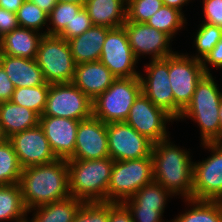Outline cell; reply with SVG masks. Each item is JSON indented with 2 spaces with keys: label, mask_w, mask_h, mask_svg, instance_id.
Returning <instances> with one entry per match:
<instances>
[{
  "label": "cell",
  "mask_w": 222,
  "mask_h": 222,
  "mask_svg": "<svg viewBox=\"0 0 222 222\" xmlns=\"http://www.w3.org/2000/svg\"><path fill=\"white\" fill-rule=\"evenodd\" d=\"M218 201H219V203H220V205L222 207V197Z\"/></svg>",
  "instance_id": "obj_50"
},
{
  "label": "cell",
  "mask_w": 222,
  "mask_h": 222,
  "mask_svg": "<svg viewBox=\"0 0 222 222\" xmlns=\"http://www.w3.org/2000/svg\"><path fill=\"white\" fill-rule=\"evenodd\" d=\"M211 156L193 162L192 199L219 200L222 197V142L202 143Z\"/></svg>",
  "instance_id": "obj_10"
},
{
  "label": "cell",
  "mask_w": 222,
  "mask_h": 222,
  "mask_svg": "<svg viewBox=\"0 0 222 222\" xmlns=\"http://www.w3.org/2000/svg\"><path fill=\"white\" fill-rule=\"evenodd\" d=\"M23 168L11 141L0 143V185L18 184Z\"/></svg>",
  "instance_id": "obj_30"
},
{
  "label": "cell",
  "mask_w": 222,
  "mask_h": 222,
  "mask_svg": "<svg viewBox=\"0 0 222 222\" xmlns=\"http://www.w3.org/2000/svg\"><path fill=\"white\" fill-rule=\"evenodd\" d=\"M92 115V100L72 82L50 84L46 106L41 116L81 121Z\"/></svg>",
  "instance_id": "obj_9"
},
{
  "label": "cell",
  "mask_w": 222,
  "mask_h": 222,
  "mask_svg": "<svg viewBox=\"0 0 222 222\" xmlns=\"http://www.w3.org/2000/svg\"><path fill=\"white\" fill-rule=\"evenodd\" d=\"M14 90V84L0 65V102L11 101Z\"/></svg>",
  "instance_id": "obj_43"
},
{
  "label": "cell",
  "mask_w": 222,
  "mask_h": 222,
  "mask_svg": "<svg viewBox=\"0 0 222 222\" xmlns=\"http://www.w3.org/2000/svg\"><path fill=\"white\" fill-rule=\"evenodd\" d=\"M26 0H0V8L16 13Z\"/></svg>",
  "instance_id": "obj_44"
},
{
  "label": "cell",
  "mask_w": 222,
  "mask_h": 222,
  "mask_svg": "<svg viewBox=\"0 0 222 222\" xmlns=\"http://www.w3.org/2000/svg\"><path fill=\"white\" fill-rule=\"evenodd\" d=\"M1 36H0V55H1Z\"/></svg>",
  "instance_id": "obj_51"
},
{
  "label": "cell",
  "mask_w": 222,
  "mask_h": 222,
  "mask_svg": "<svg viewBox=\"0 0 222 222\" xmlns=\"http://www.w3.org/2000/svg\"><path fill=\"white\" fill-rule=\"evenodd\" d=\"M123 27L137 60L140 59L141 55H151V60H155L175 53L170 47L172 39L164 32L152 28L146 23L138 22H125Z\"/></svg>",
  "instance_id": "obj_15"
},
{
  "label": "cell",
  "mask_w": 222,
  "mask_h": 222,
  "mask_svg": "<svg viewBox=\"0 0 222 222\" xmlns=\"http://www.w3.org/2000/svg\"><path fill=\"white\" fill-rule=\"evenodd\" d=\"M49 14L58 3L57 0H29Z\"/></svg>",
  "instance_id": "obj_45"
},
{
  "label": "cell",
  "mask_w": 222,
  "mask_h": 222,
  "mask_svg": "<svg viewBox=\"0 0 222 222\" xmlns=\"http://www.w3.org/2000/svg\"><path fill=\"white\" fill-rule=\"evenodd\" d=\"M92 25L91 18L83 7L76 15H74L70 25H66V27L57 36L68 41L69 39L80 36Z\"/></svg>",
  "instance_id": "obj_37"
},
{
  "label": "cell",
  "mask_w": 222,
  "mask_h": 222,
  "mask_svg": "<svg viewBox=\"0 0 222 222\" xmlns=\"http://www.w3.org/2000/svg\"><path fill=\"white\" fill-rule=\"evenodd\" d=\"M6 140H8V137H7V135L5 134L4 129H3V126H2V124H1V122H0V143H1V142H4V141H6Z\"/></svg>",
  "instance_id": "obj_49"
},
{
  "label": "cell",
  "mask_w": 222,
  "mask_h": 222,
  "mask_svg": "<svg viewBox=\"0 0 222 222\" xmlns=\"http://www.w3.org/2000/svg\"><path fill=\"white\" fill-rule=\"evenodd\" d=\"M195 35L193 43L198 53L196 52L197 55H190V57L202 61L221 39L222 27L202 22Z\"/></svg>",
  "instance_id": "obj_33"
},
{
  "label": "cell",
  "mask_w": 222,
  "mask_h": 222,
  "mask_svg": "<svg viewBox=\"0 0 222 222\" xmlns=\"http://www.w3.org/2000/svg\"><path fill=\"white\" fill-rule=\"evenodd\" d=\"M19 185L28 213L70 196L67 160L23 168Z\"/></svg>",
  "instance_id": "obj_1"
},
{
  "label": "cell",
  "mask_w": 222,
  "mask_h": 222,
  "mask_svg": "<svg viewBox=\"0 0 222 222\" xmlns=\"http://www.w3.org/2000/svg\"><path fill=\"white\" fill-rule=\"evenodd\" d=\"M73 222H109V202H83Z\"/></svg>",
  "instance_id": "obj_36"
},
{
  "label": "cell",
  "mask_w": 222,
  "mask_h": 222,
  "mask_svg": "<svg viewBox=\"0 0 222 222\" xmlns=\"http://www.w3.org/2000/svg\"><path fill=\"white\" fill-rule=\"evenodd\" d=\"M82 5L74 3H57L48 15L50 27L45 29L44 35H58L81 9Z\"/></svg>",
  "instance_id": "obj_32"
},
{
  "label": "cell",
  "mask_w": 222,
  "mask_h": 222,
  "mask_svg": "<svg viewBox=\"0 0 222 222\" xmlns=\"http://www.w3.org/2000/svg\"><path fill=\"white\" fill-rule=\"evenodd\" d=\"M153 181L152 157L114 161L107 188V202L123 203Z\"/></svg>",
  "instance_id": "obj_6"
},
{
  "label": "cell",
  "mask_w": 222,
  "mask_h": 222,
  "mask_svg": "<svg viewBox=\"0 0 222 222\" xmlns=\"http://www.w3.org/2000/svg\"><path fill=\"white\" fill-rule=\"evenodd\" d=\"M191 0H162L163 5H167L169 7H173L182 12V7L185 4H188Z\"/></svg>",
  "instance_id": "obj_46"
},
{
  "label": "cell",
  "mask_w": 222,
  "mask_h": 222,
  "mask_svg": "<svg viewBox=\"0 0 222 222\" xmlns=\"http://www.w3.org/2000/svg\"><path fill=\"white\" fill-rule=\"evenodd\" d=\"M172 120L174 121L169 114L141 93L131 106L125 123L155 143L169 138L166 124Z\"/></svg>",
  "instance_id": "obj_12"
},
{
  "label": "cell",
  "mask_w": 222,
  "mask_h": 222,
  "mask_svg": "<svg viewBox=\"0 0 222 222\" xmlns=\"http://www.w3.org/2000/svg\"><path fill=\"white\" fill-rule=\"evenodd\" d=\"M18 27L19 24L16 13L0 8V36L3 37L6 33Z\"/></svg>",
  "instance_id": "obj_42"
},
{
  "label": "cell",
  "mask_w": 222,
  "mask_h": 222,
  "mask_svg": "<svg viewBox=\"0 0 222 222\" xmlns=\"http://www.w3.org/2000/svg\"><path fill=\"white\" fill-rule=\"evenodd\" d=\"M219 119H220V142H222V100L219 105Z\"/></svg>",
  "instance_id": "obj_48"
},
{
  "label": "cell",
  "mask_w": 222,
  "mask_h": 222,
  "mask_svg": "<svg viewBox=\"0 0 222 222\" xmlns=\"http://www.w3.org/2000/svg\"><path fill=\"white\" fill-rule=\"evenodd\" d=\"M151 157L154 181L173 196L192 199L193 161L190 151L181 149L168 138L153 143Z\"/></svg>",
  "instance_id": "obj_2"
},
{
  "label": "cell",
  "mask_w": 222,
  "mask_h": 222,
  "mask_svg": "<svg viewBox=\"0 0 222 222\" xmlns=\"http://www.w3.org/2000/svg\"><path fill=\"white\" fill-rule=\"evenodd\" d=\"M212 65L215 68L222 69V37L219 42L214 46L212 51L208 53L204 59L202 60L203 71L206 74H211L209 69V65Z\"/></svg>",
  "instance_id": "obj_40"
},
{
  "label": "cell",
  "mask_w": 222,
  "mask_h": 222,
  "mask_svg": "<svg viewBox=\"0 0 222 222\" xmlns=\"http://www.w3.org/2000/svg\"><path fill=\"white\" fill-rule=\"evenodd\" d=\"M36 62L48 84L73 81L76 63L69 43L57 35H43L39 42Z\"/></svg>",
  "instance_id": "obj_7"
},
{
  "label": "cell",
  "mask_w": 222,
  "mask_h": 222,
  "mask_svg": "<svg viewBox=\"0 0 222 222\" xmlns=\"http://www.w3.org/2000/svg\"><path fill=\"white\" fill-rule=\"evenodd\" d=\"M42 31L18 27L1 38V54L36 59Z\"/></svg>",
  "instance_id": "obj_22"
},
{
  "label": "cell",
  "mask_w": 222,
  "mask_h": 222,
  "mask_svg": "<svg viewBox=\"0 0 222 222\" xmlns=\"http://www.w3.org/2000/svg\"><path fill=\"white\" fill-rule=\"evenodd\" d=\"M21 222H30V221H29L28 218H27V219H25L24 221H21Z\"/></svg>",
  "instance_id": "obj_52"
},
{
  "label": "cell",
  "mask_w": 222,
  "mask_h": 222,
  "mask_svg": "<svg viewBox=\"0 0 222 222\" xmlns=\"http://www.w3.org/2000/svg\"><path fill=\"white\" fill-rule=\"evenodd\" d=\"M84 8L93 25L114 29L126 22L127 0H87Z\"/></svg>",
  "instance_id": "obj_23"
},
{
  "label": "cell",
  "mask_w": 222,
  "mask_h": 222,
  "mask_svg": "<svg viewBox=\"0 0 222 222\" xmlns=\"http://www.w3.org/2000/svg\"><path fill=\"white\" fill-rule=\"evenodd\" d=\"M206 73L202 61L175 52L169 56V79L174 97V120H179L192 100L196 86Z\"/></svg>",
  "instance_id": "obj_8"
},
{
  "label": "cell",
  "mask_w": 222,
  "mask_h": 222,
  "mask_svg": "<svg viewBox=\"0 0 222 222\" xmlns=\"http://www.w3.org/2000/svg\"><path fill=\"white\" fill-rule=\"evenodd\" d=\"M109 222H133V219L123 203L109 202Z\"/></svg>",
  "instance_id": "obj_41"
},
{
  "label": "cell",
  "mask_w": 222,
  "mask_h": 222,
  "mask_svg": "<svg viewBox=\"0 0 222 222\" xmlns=\"http://www.w3.org/2000/svg\"><path fill=\"white\" fill-rule=\"evenodd\" d=\"M109 156L107 124L93 115L79 122L75 151L70 159L93 160Z\"/></svg>",
  "instance_id": "obj_16"
},
{
  "label": "cell",
  "mask_w": 222,
  "mask_h": 222,
  "mask_svg": "<svg viewBox=\"0 0 222 222\" xmlns=\"http://www.w3.org/2000/svg\"><path fill=\"white\" fill-rule=\"evenodd\" d=\"M186 201L192 208L170 222H222V207L218 200L185 199Z\"/></svg>",
  "instance_id": "obj_28"
},
{
  "label": "cell",
  "mask_w": 222,
  "mask_h": 222,
  "mask_svg": "<svg viewBox=\"0 0 222 222\" xmlns=\"http://www.w3.org/2000/svg\"><path fill=\"white\" fill-rule=\"evenodd\" d=\"M114 161L110 157L93 160L68 159L70 196L83 202H107V188Z\"/></svg>",
  "instance_id": "obj_3"
},
{
  "label": "cell",
  "mask_w": 222,
  "mask_h": 222,
  "mask_svg": "<svg viewBox=\"0 0 222 222\" xmlns=\"http://www.w3.org/2000/svg\"><path fill=\"white\" fill-rule=\"evenodd\" d=\"M110 30L108 27L92 25L80 36L68 40L76 65L100 60L103 43Z\"/></svg>",
  "instance_id": "obj_21"
},
{
  "label": "cell",
  "mask_w": 222,
  "mask_h": 222,
  "mask_svg": "<svg viewBox=\"0 0 222 222\" xmlns=\"http://www.w3.org/2000/svg\"><path fill=\"white\" fill-rule=\"evenodd\" d=\"M83 201L72 196L32 209L30 222H73Z\"/></svg>",
  "instance_id": "obj_25"
},
{
  "label": "cell",
  "mask_w": 222,
  "mask_h": 222,
  "mask_svg": "<svg viewBox=\"0 0 222 222\" xmlns=\"http://www.w3.org/2000/svg\"><path fill=\"white\" fill-rule=\"evenodd\" d=\"M0 122L9 139L14 134L39 125L40 116L24 106L4 101L0 102Z\"/></svg>",
  "instance_id": "obj_24"
},
{
  "label": "cell",
  "mask_w": 222,
  "mask_h": 222,
  "mask_svg": "<svg viewBox=\"0 0 222 222\" xmlns=\"http://www.w3.org/2000/svg\"><path fill=\"white\" fill-rule=\"evenodd\" d=\"M58 3H74L79 4L84 7V4L87 2V0H57Z\"/></svg>",
  "instance_id": "obj_47"
},
{
  "label": "cell",
  "mask_w": 222,
  "mask_h": 222,
  "mask_svg": "<svg viewBox=\"0 0 222 222\" xmlns=\"http://www.w3.org/2000/svg\"><path fill=\"white\" fill-rule=\"evenodd\" d=\"M139 75L142 93L158 108L174 119V97L169 79V56L151 60Z\"/></svg>",
  "instance_id": "obj_14"
},
{
  "label": "cell",
  "mask_w": 222,
  "mask_h": 222,
  "mask_svg": "<svg viewBox=\"0 0 222 222\" xmlns=\"http://www.w3.org/2000/svg\"><path fill=\"white\" fill-rule=\"evenodd\" d=\"M212 74H205L196 86L192 100L182 112L179 120L195 121L201 132V144L220 142L219 105L222 92Z\"/></svg>",
  "instance_id": "obj_4"
},
{
  "label": "cell",
  "mask_w": 222,
  "mask_h": 222,
  "mask_svg": "<svg viewBox=\"0 0 222 222\" xmlns=\"http://www.w3.org/2000/svg\"><path fill=\"white\" fill-rule=\"evenodd\" d=\"M116 77L100 61L77 64L72 83L92 101L105 92Z\"/></svg>",
  "instance_id": "obj_19"
},
{
  "label": "cell",
  "mask_w": 222,
  "mask_h": 222,
  "mask_svg": "<svg viewBox=\"0 0 222 222\" xmlns=\"http://www.w3.org/2000/svg\"><path fill=\"white\" fill-rule=\"evenodd\" d=\"M50 85L15 88L11 101L41 116L44 112Z\"/></svg>",
  "instance_id": "obj_31"
},
{
  "label": "cell",
  "mask_w": 222,
  "mask_h": 222,
  "mask_svg": "<svg viewBox=\"0 0 222 222\" xmlns=\"http://www.w3.org/2000/svg\"><path fill=\"white\" fill-rule=\"evenodd\" d=\"M27 214L19 183L0 185V221L21 222Z\"/></svg>",
  "instance_id": "obj_26"
},
{
  "label": "cell",
  "mask_w": 222,
  "mask_h": 222,
  "mask_svg": "<svg viewBox=\"0 0 222 222\" xmlns=\"http://www.w3.org/2000/svg\"><path fill=\"white\" fill-rule=\"evenodd\" d=\"M184 16V13L178 9L163 5L159 11L146 21V24L164 32L172 39L175 34L177 35L178 30L184 28V24L187 23Z\"/></svg>",
  "instance_id": "obj_29"
},
{
  "label": "cell",
  "mask_w": 222,
  "mask_h": 222,
  "mask_svg": "<svg viewBox=\"0 0 222 222\" xmlns=\"http://www.w3.org/2000/svg\"><path fill=\"white\" fill-rule=\"evenodd\" d=\"M19 27L40 31L45 25L48 28V15L33 2L26 0L16 12Z\"/></svg>",
  "instance_id": "obj_34"
},
{
  "label": "cell",
  "mask_w": 222,
  "mask_h": 222,
  "mask_svg": "<svg viewBox=\"0 0 222 222\" xmlns=\"http://www.w3.org/2000/svg\"><path fill=\"white\" fill-rule=\"evenodd\" d=\"M107 136L113 161L151 157L153 142L125 122L107 123Z\"/></svg>",
  "instance_id": "obj_11"
},
{
  "label": "cell",
  "mask_w": 222,
  "mask_h": 222,
  "mask_svg": "<svg viewBox=\"0 0 222 222\" xmlns=\"http://www.w3.org/2000/svg\"><path fill=\"white\" fill-rule=\"evenodd\" d=\"M162 6V0H127L126 22L146 23Z\"/></svg>",
  "instance_id": "obj_35"
},
{
  "label": "cell",
  "mask_w": 222,
  "mask_h": 222,
  "mask_svg": "<svg viewBox=\"0 0 222 222\" xmlns=\"http://www.w3.org/2000/svg\"><path fill=\"white\" fill-rule=\"evenodd\" d=\"M142 93L140 77L116 78L93 101V116L104 123L125 122L131 106Z\"/></svg>",
  "instance_id": "obj_5"
},
{
  "label": "cell",
  "mask_w": 222,
  "mask_h": 222,
  "mask_svg": "<svg viewBox=\"0 0 222 222\" xmlns=\"http://www.w3.org/2000/svg\"><path fill=\"white\" fill-rule=\"evenodd\" d=\"M202 22L222 27V0H203Z\"/></svg>",
  "instance_id": "obj_38"
},
{
  "label": "cell",
  "mask_w": 222,
  "mask_h": 222,
  "mask_svg": "<svg viewBox=\"0 0 222 222\" xmlns=\"http://www.w3.org/2000/svg\"><path fill=\"white\" fill-rule=\"evenodd\" d=\"M22 168L47 164L57 159L40 125L9 138Z\"/></svg>",
  "instance_id": "obj_17"
},
{
  "label": "cell",
  "mask_w": 222,
  "mask_h": 222,
  "mask_svg": "<svg viewBox=\"0 0 222 222\" xmlns=\"http://www.w3.org/2000/svg\"><path fill=\"white\" fill-rule=\"evenodd\" d=\"M133 222H163V214L157 208H127ZM169 222V221H168Z\"/></svg>",
  "instance_id": "obj_39"
},
{
  "label": "cell",
  "mask_w": 222,
  "mask_h": 222,
  "mask_svg": "<svg viewBox=\"0 0 222 222\" xmlns=\"http://www.w3.org/2000/svg\"><path fill=\"white\" fill-rule=\"evenodd\" d=\"M99 61L116 78H130L140 75L135 69L139 60L134 56L123 26L111 29L107 33Z\"/></svg>",
  "instance_id": "obj_13"
},
{
  "label": "cell",
  "mask_w": 222,
  "mask_h": 222,
  "mask_svg": "<svg viewBox=\"0 0 222 222\" xmlns=\"http://www.w3.org/2000/svg\"><path fill=\"white\" fill-rule=\"evenodd\" d=\"M79 122L65 117L40 116L39 125L57 159L68 160L73 156Z\"/></svg>",
  "instance_id": "obj_18"
},
{
  "label": "cell",
  "mask_w": 222,
  "mask_h": 222,
  "mask_svg": "<svg viewBox=\"0 0 222 222\" xmlns=\"http://www.w3.org/2000/svg\"><path fill=\"white\" fill-rule=\"evenodd\" d=\"M0 65L15 88L50 85L46 83L42 70L35 59L1 54Z\"/></svg>",
  "instance_id": "obj_20"
},
{
  "label": "cell",
  "mask_w": 222,
  "mask_h": 222,
  "mask_svg": "<svg viewBox=\"0 0 222 222\" xmlns=\"http://www.w3.org/2000/svg\"><path fill=\"white\" fill-rule=\"evenodd\" d=\"M172 194L159 183L153 181L143 186L131 198L125 200L123 204L127 208H157L164 214L165 205Z\"/></svg>",
  "instance_id": "obj_27"
}]
</instances>
